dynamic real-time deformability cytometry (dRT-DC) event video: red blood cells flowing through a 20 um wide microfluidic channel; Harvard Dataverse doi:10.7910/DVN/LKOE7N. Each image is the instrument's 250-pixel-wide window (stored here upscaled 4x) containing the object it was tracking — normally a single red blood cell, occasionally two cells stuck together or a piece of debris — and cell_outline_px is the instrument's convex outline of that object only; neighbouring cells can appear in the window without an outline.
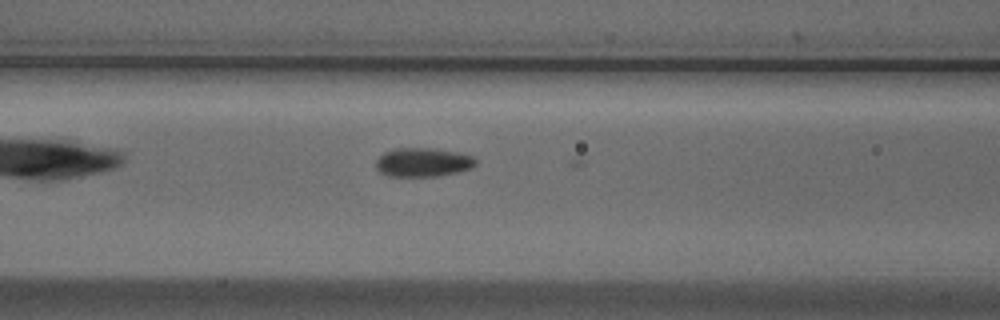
{"species": "Egyptian fruit bat (a non-hibernating species)", "species_latin": "Rousettus aegyptiacus", "temperature_condition": "cold", "stored_images_in_passage": 7, "camera_frame_rate_fps": 3000, "um_per_image_px": 0.085, "animal": {"sex": "male"}, "frame": {"image": 1, "passage_image": 5, "time_ms": 1.333, "image_size_px": [1000, 320], "cell_outline_px": [[476, 164], [472, 168], [460, 172], [440, 176], [388, 176], [380, 172], [376, 168], [376, 160], [384, 152], [396, 148], [436, 148], [456, 152], [472, 156], [476, 160]], "centroid_in_image_um": [35.96, 13.8], "position_along_channel_um": 130.6, "area_um2": 16.94}}